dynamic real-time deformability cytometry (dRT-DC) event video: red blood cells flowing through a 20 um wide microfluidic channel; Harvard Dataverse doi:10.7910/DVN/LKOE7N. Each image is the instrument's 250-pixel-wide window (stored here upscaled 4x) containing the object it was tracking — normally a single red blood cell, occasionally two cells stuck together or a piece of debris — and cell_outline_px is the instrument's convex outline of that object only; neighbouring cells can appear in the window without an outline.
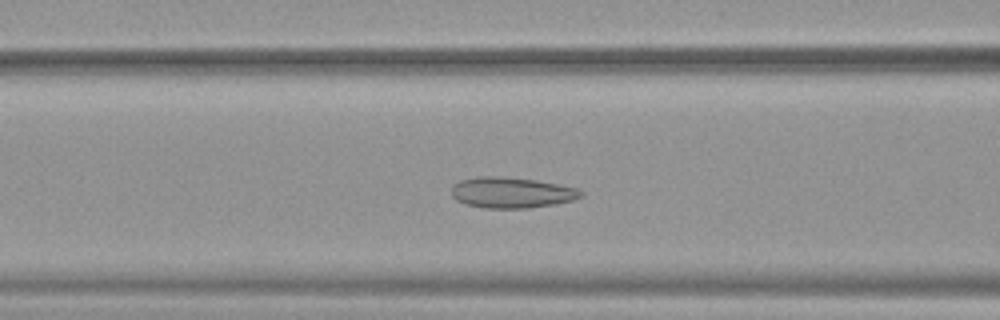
{"species": "common noctule bat (a hibernating species)", "species_latin": "Nyctalus noctula", "temperature_condition": "warm", "stored_images_in_passage": 49, "camera_frame_rate_fps": 3000, "um_per_image_px": 0.085, "animal": {"sex": "female", "body_mass_g": 19.9}, "frame": {"image": 1, "passage_image": 18, "time_ms": 5.667, "image_size_px": [1000, 320], "cell_outline_px": [[584, 196], [572, 200], [552, 204], [528, 208], [484, 208], [464, 204], [456, 200], [452, 196], [452, 184], [460, 180], [476, 176], [504, 176], [536, 180], [576, 188], [584, 192]], "centroid_in_image_um": [43.44, 16.36], "position_along_channel_um": 123.2, "area_um2": 23.35}}
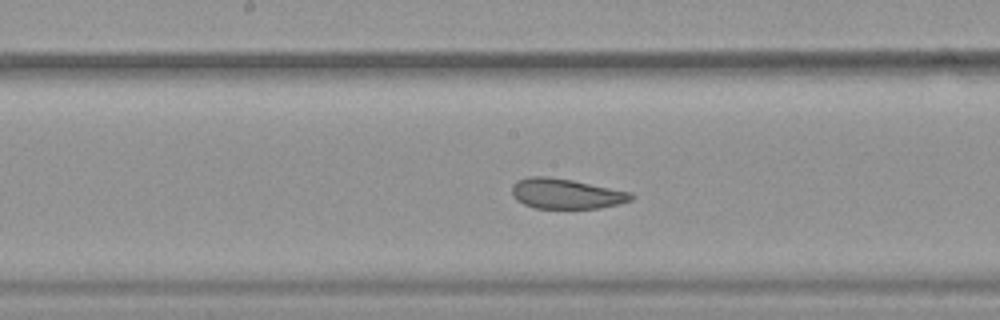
{"frame": {"image": 2, "passage_image": 24, "time_ms": 7.667, "image_size_px": [1000, 320], "cell_outline_px": [[636, 196], [632, 200], [600, 208], [536, 208], [524, 204], [516, 200], [512, 196], [512, 184], [516, 180], [528, 176], [548, 176], [572, 180], [632, 192]], "centroid_in_image_um": [48.1, 16.45], "position_along_channel_um": 200.1, "area_um2": 21.1}}
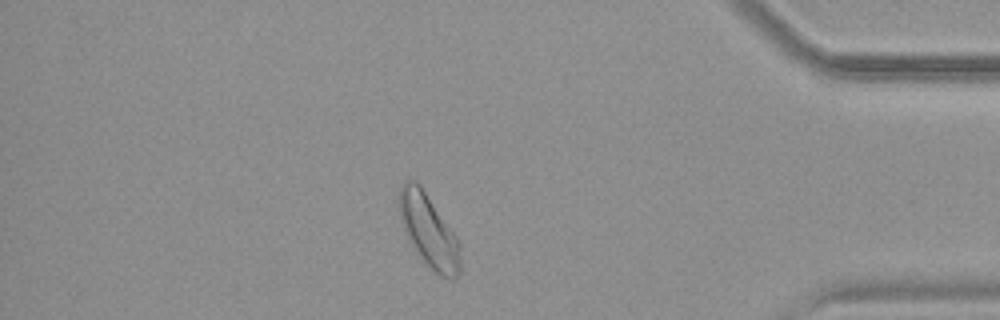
{"frame": {"image": 3, "passage_image": 42, "time_ms": 13.667, "image_size_px": [1000, 320], "cell_outline_px": [[460, 276], [456, 280], [452, 280], [440, 276], [432, 272], [408, 240], [400, 220], [396, 196], [404, 180], [416, 180], [420, 184], [456, 236], [460, 244]], "centroid_in_image_um": [36.42, 19.63], "position_along_channel_um": 398.8, "area_um2": 26.47}, "authors_computed_cell_mechanics": {"area_um2": 24.6228, "velocity_mm_per_s": 3.8611, "shape_relaxation_time_tau1_ms": null, "shape_relaxation_time_tau2_ms": 1.2948, "deformation_change_tau1": null, "deformation_change_tau2": 0.0689}}